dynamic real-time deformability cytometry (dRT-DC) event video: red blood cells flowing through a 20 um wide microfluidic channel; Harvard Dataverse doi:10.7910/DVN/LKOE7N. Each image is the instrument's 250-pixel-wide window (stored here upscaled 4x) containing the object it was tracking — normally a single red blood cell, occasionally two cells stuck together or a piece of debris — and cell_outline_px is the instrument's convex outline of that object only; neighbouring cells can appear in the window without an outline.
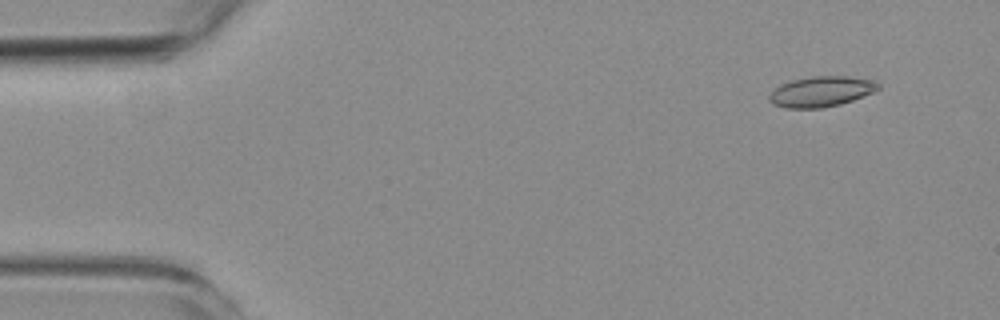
{"species": "common noctule bat (a hibernating species)", "species_latin": "Nyctalus noctula", "temperature_condition": "room temperature", "stored_images_in_passage": 4, "camera_frame_rate_fps": 3000, "um_per_image_px": 0.085, "animal": {"sex": "female", "body_mass_g": 19.3, "forearm_length_mm": 54.1}, "frame": {"image": 1, "passage_image": 1, "time_ms": 0.0, "image_size_px": [1000, 320], "cell_outline_px": [[880, 88], [872, 92], [852, 100], [840, 104], [820, 108], [788, 108], [772, 104], [768, 100], [768, 96], [780, 84], [792, 80], [812, 76], [848, 76], [876, 80], [880, 84]], "centroid_in_image_um": [69.8, 7.77], "position_along_channel_um": 15.2, "area_um2": 19.31}}
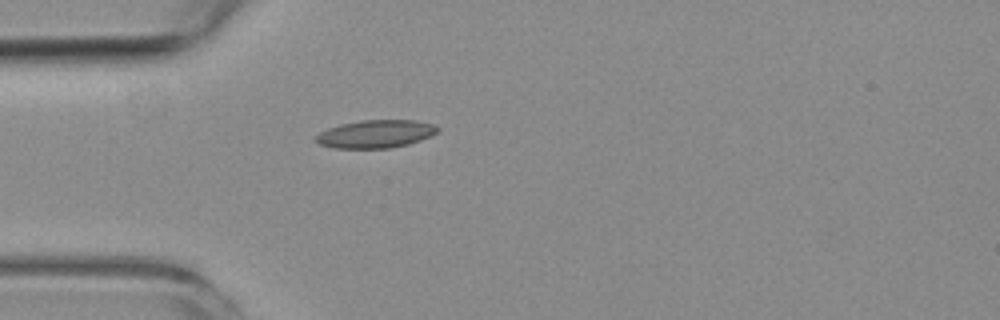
{"frame": {"image": 2, "passage_image": 4, "time_ms": 3.667, "image_size_px": [1000, 320], "cell_outline_px": [[440, 132], [432, 136], [408, 144], [392, 148], [332, 148], [320, 144], [316, 140], [316, 136], [320, 132], [328, 128], [340, 124], [360, 120], [416, 120], [432, 124], [440, 128]], "centroid_in_image_um": [31.97, 11.38], "position_along_channel_um": 53.0, "area_um2": 19.94}}